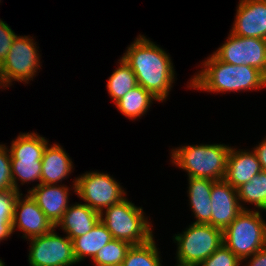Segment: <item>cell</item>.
<instances>
[{
	"label": "cell",
	"instance_id": "19",
	"mask_svg": "<svg viewBox=\"0 0 266 266\" xmlns=\"http://www.w3.org/2000/svg\"><path fill=\"white\" fill-rule=\"evenodd\" d=\"M190 205L196 217L193 223L211 225V190L214 180L200 177H188Z\"/></svg>",
	"mask_w": 266,
	"mask_h": 266
},
{
	"label": "cell",
	"instance_id": "16",
	"mask_svg": "<svg viewBox=\"0 0 266 266\" xmlns=\"http://www.w3.org/2000/svg\"><path fill=\"white\" fill-rule=\"evenodd\" d=\"M262 171L255 151H236L230 148L227 156L226 175L224 180L234 189L249 182Z\"/></svg>",
	"mask_w": 266,
	"mask_h": 266
},
{
	"label": "cell",
	"instance_id": "12",
	"mask_svg": "<svg viewBox=\"0 0 266 266\" xmlns=\"http://www.w3.org/2000/svg\"><path fill=\"white\" fill-rule=\"evenodd\" d=\"M211 225L224 231L234 219L246 210L237 195V189H234L224 179L213 182L211 190Z\"/></svg>",
	"mask_w": 266,
	"mask_h": 266
},
{
	"label": "cell",
	"instance_id": "13",
	"mask_svg": "<svg viewBox=\"0 0 266 266\" xmlns=\"http://www.w3.org/2000/svg\"><path fill=\"white\" fill-rule=\"evenodd\" d=\"M21 195L22 193L15 204L12 221L13 232L17 226L24 232L23 237L27 239L44 235L56 228L29 193L25 199H22Z\"/></svg>",
	"mask_w": 266,
	"mask_h": 266
},
{
	"label": "cell",
	"instance_id": "32",
	"mask_svg": "<svg viewBox=\"0 0 266 266\" xmlns=\"http://www.w3.org/2000/svg\"><path fill=\"white\" fill-rule=\"evenodd\" d=\"M248 266H266V247L252 255Z\"/></svg>",
	"mask_w": 266,
	"mask_h": 266
},
{
	"label": "cell",
	"instance_id": "26",
	"mask_svg": "<svg viewBox=\"0 0 266 266\" xmlns=\"http://www.w3.org/2000/svg\"><path fill=\"white\" fill-rule=\"evenodd\" d=\"M241 260L222 244L200 266H240Z\"/></svg>",
	"mask_w": 266,
	"mask_h": 266
},
{
	"label": "cell",
	"instance_id": "14",
	"mask_svg": "<svg viewBox=\"0 0 266 266\" xmlns=\"http://www.w3.org/2000/svg\"><path fill=\"white\" fill-rule=\"evenodd\" d=\"M231 33L266 39V0H240Z\"/></svg>",
	"mask_w": 266,
	"mask_h": 266
},
{
	"label": "cell",
	"instance_id": "35",
	"mask_svg": "<svg viewBox=\"0 0 266 266\" xmlns=\"http://www.w3.org/2000/svg\"><path fill=\"white\" fill-rule=\"evenodd\" d=\"M0 266H5L1 259H0Z\"/></svg>",
	"mask_w": 266,
	"mask_h": 266
},
{
	"label": "cell",
	"instance_id": "8",
	"mask_svg": "<svg viewBox=\"0 0 266 266\" xmlns=\"http://www.w3.org/2000/svg\"><path fill=\"white\" fill-rule=\"evenodd\" d=\"M74 183V192L79 198L83 199L87 206L94 209L99 214H103L104 208L121 202L125 191L110 175L89 172L76 178Z\"/></svg>",
	"mask_w": 266,
	"mask_h": 266
},
{
	"label": "cell",
	"instance_id": "2",
	"mask_svg": "<svg viewBox=\"0 0 266 266\" xmlns=\"http://www.w3.org/2000/svg\"><path fill=\"white\" fill-rule=\"evenodd\" d=\"M203 66L205 68L191 79V88L208 92H237L266 87V76L254 67L228 64L213 54Z\"/></svg>",
	"mask_w": 266,
	"mask_h": 266
},
{
	"label": "cell",
	"instance_id": "4",
	"mask_svg": "<svg viewBox=\"0 0 266 266\" xmlns=\"http://www.w3.org/2000/svg\"><path fill=\"white\" fill-rule=\"evenodd\" d=\"M100 221L113 238L131 245H141L153 238L151 225L145 218L142 207H136L126 198L108 207L105 218L101 214Z\"/></svg>",
	"mask_w": 266,
	"mask_h": 266
},
{
	"label": "cell",
	"instance_id": "27",
	"mask_svg": "<svg viewBox=\"0 0 266 266\" xmlns=\"http://www.w3.org/2000/svg\"><path fill=\"white\" fill-rule=\"evenodd\" d=\"M14 189L11 175V155L6 146L0 144V191Z\"/></svg>",
	"mask_w": 266,
	"mask_h": 266
},
{
	"label": "cell",
	"instance_id": "28",
	"mask_svg": "<svg viewBox=\"0 0 266 266\" xmlns=\"http://www.w3.org/2000/svg\"><path fill=\"white\" fill-rule=\"evenodd\" d=\"M16 34L5 22H0V65L6 59Z\"/></svg>",
	"mask_w": 266,
	"mask_h": 266
},
{
	"label": "cell",
	"instance_id": "17",
	"mask_svg": "<svg viewBox=\"0 0 266 266\" xmlns=\"http://www.w3.org/2000/svg\"><path fill=\"white\" fill-rule=\"evenodd\" d=\"M101 214L84 204L69 206L56 227H62L70 240L90 232L100 221Z\"/></svg>",
	"mask_w": 266,
	"mask_h": 266
},
{
	"label": "cell",
	"instance_id": "11",
	"mask_svg": "<svg viewBox=\"0 0 266 266\" xmlns=\"http://www.w3.org/2000/svg\"><path fill=\"white\" fill-rule=\"evenodd\" d=\"M54 230L29 238L30 266H70L77 263L73 254V241L67 236H58Z\"/></svg>",
	"mask_w": 266,
	"mask_h": 266
},
{
	"label": "cell",
	"instance_id": "29",
	"mask_svg": "<svg viewBox=\"0 0 266 266\" xmlns=\"http://www.w3.org/2000/svg\"><path fill=\"white\" fill-rule=\"evenodd\" d=\"M20 192L15 189L0 191V214H14Z\"/></svg>",
	"mask_w": 266,
	"mask_h": 266
},
{
	"label": "cell",
	"instance_id": "23",
	"mask_svg": "<svg viewBox=\"0 0 266 266\" xmlns=\"http://www.w3.org/2000/svg\"><path fill=\"white\" fill-rule=\"evenodd\" d=\"M239 202L255 204L266 211V171L256 174L249 182L237 188Z\"/></svg>",
	"mask_w": 266,
	"mask_h": 266
},
{
	"label": "cell",
	"instance_id": "3",
	"mask_svg": "<svg viewBox=\"0 0 266 266\" xmlns=\"http://www.w3.org/2000/svg\"><path fill=\"white\" fill-rule=\"evenodd\" d=\"M231 147L224 144L183 146L173 149L172 163L188 172V177L222 180L226 175L227 156Z\"/></svg>",
	"mask_w": 266,
	"mask_h": 266
},
{
	"label": "cell",
	"instance_id": "20",
	"mask_svg": "<svg viewBox=\"0 0 266 266\" xmlns=\"http://www.w3.org/2000/svg\"><path fill=\"white\" fill-rule=\"evenodd\" d=\"M112 239L106 226L99 221L90 232L73 240V254L76 262H80L87 255L93 259L99 250Z\"/></svg>",
	"mask_w": 266,
	"mask_h": 266
},
{
	"label": "cell",
	"instance_id": "5",
	"mask_svg": "<svg viewBox=\"0 0 266 266\" xmlns=\"http://www.w3.org/2000/svg\"><path fill=\"white\" fill-rule=\"evenodd\" d=\"M223 244L241 261L266 247V223L259 211L242 210L223 231Z\"/></svg>",
	"mask_w": 266,
	"mask_h": 266
},
{
	"label": "cell",
	"instance_id": "25",
	"mask_svg": "<svg viewBox=\"0 0 266 266\" xmlns=\"http://www.w3.org/2000/svg\"><path fill=\"white\" fill-rule=\"evenodd\" d=\"M131 244L113 238L93 258L96 266H121Z\"/></svg>",
	"mask_w": 266,
	"mask_h": 266
},
{
	"label": "cell",
	"instance_id": "9",
	"mask_svg": "<svg viewBox=\"0 0 266 266\" xmlns=\"http://www.w3.org/2000/svg\"><path fill=\"white\" fill-rule=\"evenodd\" d=\"M28 36L14 38L6 59L0 65L2 76L6 86L11 85L12 80L28 82L33 79L39 69L40 59L36 49V43ZM35 45V46H34Z\"/></svg>",
	"mask_w": 266,
	"mask_h": 266
},
{
	"label": "cell",
	"instance_id": "24",
	"mask_svg": "<svg viewBox=\"0 0 266 266\" xmlns=\"http://www.w3.org/2000/svg\"><path fill=\"white\" fill-rule=\"evenodd\" d=\"M121 266H161L154 239L141 245H132Z\"/></svg>",
	"mask_w": 266,
	"mask_h": 266
},
{
	"label": "cell",
	"instance_id": "7",
	"mask_svg": "<svg viewBox=\"0 0 266 266\" xmlns=\"http://www.w3.org/2000/svg\"><path fill=\"white\" fill-rule=\"evenodd\" d=\"M177 262L200 265L223 244V231L210 224L193 223L183 234H175Z\"/></svg>",
	"mask_w": 266,
	"mask_h": 266
},
{
	"label": "cell",
	"instance_id": "15",
	"mask_svg": "<svg viewBox=\"0 0 266 266\" xmlns=\"http://www.w3.org/2000/svg\"><path fill=\"white\" fill-rule=\"evenodd\" d=\"M45 216L56 225L61 221L68 205V188L64 185L37 184L28 191Z\"/></svg>",
	"mask_w": 266,
	"mask_h": 266
},
{
	"label": "cell",
	"instance_id": "6",
	"mask_svg": "<svg viewBox=\"0 0 266 266\" xmlns=\"http://www.w3.org/2000/svg\"><path fill=\"white\" fill-rule=\"evenodd\" d=\"M48 142L36 133H20L13 140L9 149L11 155V175L13 187L19 191L18 179L21 184L39 180L41 184L42 157ZM16 175V176H15Z\"/></svg>",
	"mask_w": 266,
	"mask_h": 266
},
{
	"label": "cell",
	"instance_id": "21",
	"mask_svg": "<svg viewBox=\"0 0 266 266\" xmlns=\"http://www.w3.org/2000/svg\"><path fill=\"white\" fill-rule=\"evenodd\" d=\"M153 99L157 100L149 91L141 85H137L115 104L123 115L135 120L146 113Z\"/></svg>",
	"mask_w": 266,
	"mask_h": 266
},
{
	"label": "cell",
	"instance_id": "18",
	"mask_svg": "<svg viewBox=\"0 0 266 266\" xmlns=\"http://www.w3.org/2000/svg\"><path fill=\"white\" fill-rule=\"evenodd\" d=\"M41 184L57 185L72 171V161L60 145L46 146L42 157Z\"/></svg>",
	"mask_w": 266,
	"mask_h": 266
},
{
	"label": "cell",
	"instance_id": "34",
	"mask_svg": "<svg viewBox=\"0 0 266 266\" xmlns=\"http://www.w3.org/2000/svg\"><path fill=\"white\" fill-rule=\"evenodd\" d=\"M177 266H200V265H192V264H182V263H177Z\"/></svg>",
	"mask_w": 266,
	"mask_h": 266
},
{
	"label": "cell",
	"instance_id": "10",
	"mask_svg": "<svg viewBox=\"0 0 266 266\" xmlns=\"http://www.w3.org/2000/svg\"><path fill=\"white\" fill-rule=\"evenodd\" d=\"M213 55L228 64L254 67L266 76V39L230 33L228 40Z\"/></svg>",
	"mask_w": 266,
	"mask_h": 266
},
{
	"label": "cell",
	"instance_id": "33",
	"mask_svg": "<svg viewBox=\"0 0 266 266\" xmlns=\"http://www.w3.org/2000/svg\"><path fill=\"white\" fill-rule=\"evenodd\" d=\"M3 86L4 88L7 87L5 82H4V79H3V76H2V71H1V67H0V86Z\"/></svg>",
	"mask_w": 266,
	"mask_h": 266
},
{
	"label": "cell",
	"instance_id": "1",
	"mask_svg": "<svg viewBox=\"0 0 266 266\" xmlns=\"http://www.w3.org/2000/svg\"><path fill=\"white\" fill-rule=\"evenodd\" d=\"M122 58L133 70L138 85L149 91L157 101L167 98L174 81V69L163 49L139 35Z\"/></svg>",
	"mask_w": 266,
	"mask_h": 266
},
{
	"label": "cell",
	"instance_id": "22",
	"mask_svg": "<svg viewBox=\"0 0 266 266\" xmlns=\"http://www.w3.org/2000/svg\"><path fill=\"white\" fill-rule=\"evenodd\" d=\"M119 61L120 66L112 73L107 82L108 92L115 103L138 85L136 76L130 66L123 58Z\"/></svg>",
	"mask_w": 266,
	"mask_h": 266
},
{
	"label": "cell",
	"instance_id": "30",
	"mask_svg": "<svg viewBox=\"0 0 266 266\" xmlns=\"http://www.w3.org/2000/svg\"><path fill=\"white\" fill-rule=\"evenodd\" d=\"M14 214H0V241L13 233L12 221Z\"/></svg>",
	"mask_w": 266,
	"mask_h": 266
},
{
	"label": "cell",
	"instance_id": "31",
	"mask_svg": "<svg viewBox=\"0 0 266 266\" xmlns=\"http://www.w3.org/2000/svg\"><path fill=\"white\" fill-rule=\"evenodd\" d=\"M263 171H266V138L254 148Z\"/></svg>",
	"mask_w": 266,
	"mask_h": 266
}]
</instances>
